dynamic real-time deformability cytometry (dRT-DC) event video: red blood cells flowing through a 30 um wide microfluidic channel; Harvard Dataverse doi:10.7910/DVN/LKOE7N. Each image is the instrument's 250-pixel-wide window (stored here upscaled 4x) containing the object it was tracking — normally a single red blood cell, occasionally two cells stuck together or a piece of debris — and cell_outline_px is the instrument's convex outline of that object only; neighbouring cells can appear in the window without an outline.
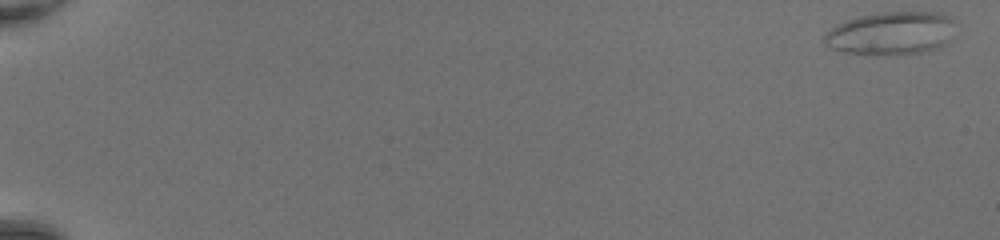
{"species": "common noctule bat (a hibernating species)", "species_latin": "Nyctalus noctula", "temperature_condition": "room temperature", "stored_images_in_passage": 49, "camera_frame_rate_fps": 3000, "um_per_image_px": 0.085, "animal": {"sex": "female", "body_mass_g": 20.0, "forearm_length_mm": 54.0}, "frame": {"image": 1, "passage_image": 1, "time_ms": 0.0, "image_size_px": [1000, 240], "cell_outline_px": [[952, 40], [948, 44], [924, 52], [900, 56], [888, 56], [844, 52], [832, 48], [824, 44], [824, 32], [836, 24], [860, 16], [880, 12], [940, 12], [952, 16]], "centroid_in_image_um": [75.76, 2.85], "position_along_channel_um": 9.2, "area_um2": 33.58}}
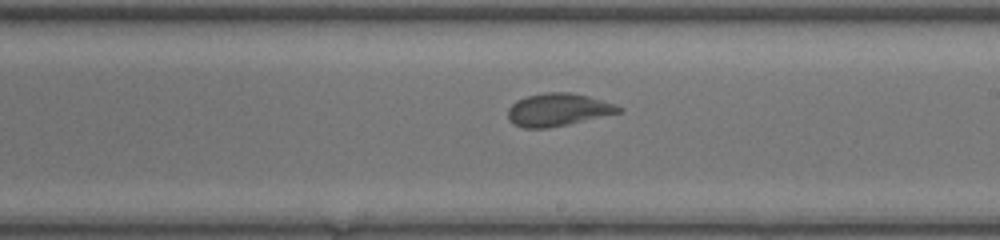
{"frame": {"image": 2, "passage_image": 31, "time_ms": 10.0, "image_size_px": [1000, 240], "cell_outline_px": [[624, 108], [620, 112], [568, 124], [548, 128], [524, 128], [512, 124], [508, 120], [508, 108], [516, 100], [528, 96], [544, 92], [572, 92], [588, 96], [616, 104]], "centroid_in_image_um": [47.41, 9.32], "position_along_channel_um": 241.6, "area_um2": 21.15}}
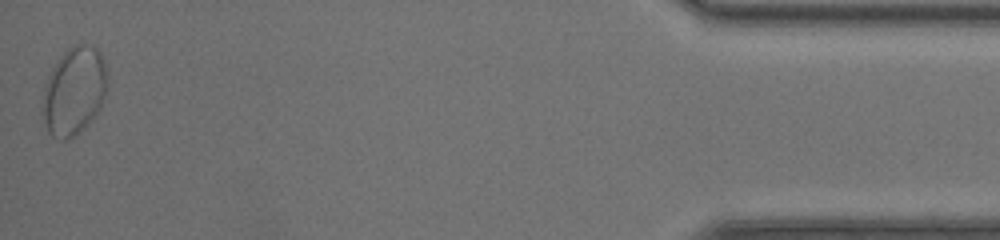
{"frame": {"image": 3, "passage_image": 49, "time_ms": 16.0, "image_size_px": [1000, 240], "cell_outline_px": [[108, 88], [100, 108], [92, 120], [88, 124], [72, 136], [64, 140], [60, 140], [52, 136], [48, 132], [44, 120], [44, 96], [48, 76], [52, 68], [60, 56], [68, 48], [76, 44], [84, 44], [96, 48], [100, 52], [104, 60], [108, 76]], "centroid_in_image_um": [6.35, 7.72], "position_along_channel_um": 428.9, "area_um2": 32.95}}